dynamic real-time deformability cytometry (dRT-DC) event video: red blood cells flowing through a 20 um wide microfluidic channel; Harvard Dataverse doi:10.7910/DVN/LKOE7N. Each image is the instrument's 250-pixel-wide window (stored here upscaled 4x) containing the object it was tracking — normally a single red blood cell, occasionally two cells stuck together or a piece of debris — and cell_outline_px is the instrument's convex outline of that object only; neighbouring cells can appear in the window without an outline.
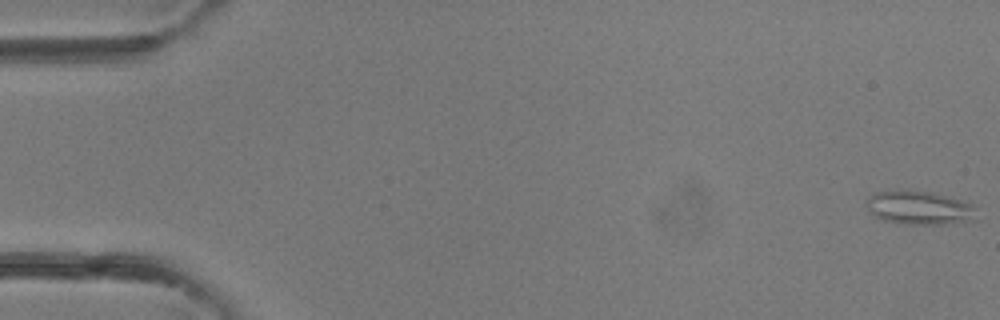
{"species": "common noctule bat (a hibernating species)", "species_latin": "Nyctalus noctula", "temperature_condition": "room temperature", "stored_images_in_passage": 12, "camera_frame_rate_fps": 3000, "um_per_image_px": 0.085, "animal": {"sex": "female"}, "frame": {"image": 1, "passage_image": 1, "time_ms": 0.0, "image_size_px": [1000, 320], "cell_outline_px": [[976, 220], [944, 224], [900, 224], [884, 220], [876, 216], [864, 204], [864, 200], [876, 192], [908, 188], [932, 192], [948, 196], [972, 204], [976, 208]], "centroid_in_image_um": [78.13, 17.64], "position_along_channel_um": 6.9, "area_um2": 22.08}}